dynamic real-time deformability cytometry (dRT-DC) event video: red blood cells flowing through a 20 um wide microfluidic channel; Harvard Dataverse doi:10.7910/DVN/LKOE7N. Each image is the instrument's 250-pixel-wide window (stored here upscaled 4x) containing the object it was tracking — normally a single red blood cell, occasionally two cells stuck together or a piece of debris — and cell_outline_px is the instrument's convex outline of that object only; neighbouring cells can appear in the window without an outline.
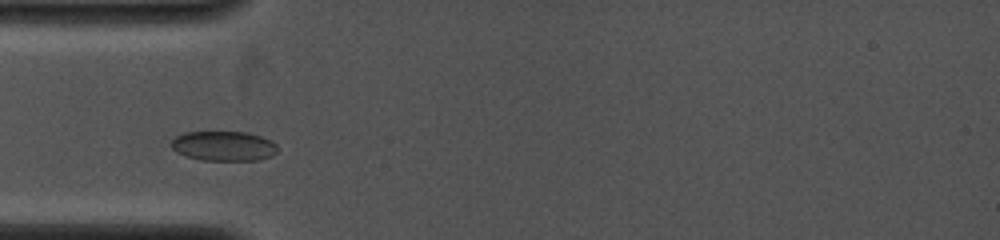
{"species": "common noctule bat (a hibernating species)", "species_latin": "Nyctalus noctula", "temperature_condition": "cold", "stored_images_in_passage": 12, "camera_frame_rate_fps": 4000, "um_per_image_px": 0.085, "animal": {"sex": "female", "body_mass_g": 19.0, "forearm_length_mm": 53.3}, "frame": {"image": 1, "passage_image": 6, "time_ms": 0.75, "image_size_px": [1000, 240], "cell_outline_px": [[276, 152], [272, 156], [260, 160], [204, 160], [184, 156], [176, 152], [168, 144], [176, 136], [184, 132], [248, 132], [272, 140], [276, 144]], "centroid_in_image_um": [18.99, 12.41], "position_along_channel_um": 66.0, "area_um2": 18.61}}
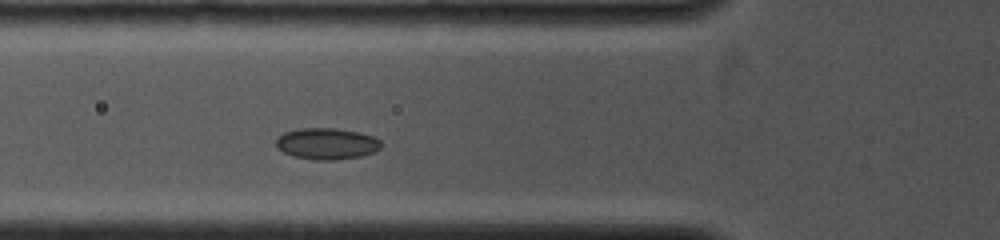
{"frame": {"image": 2, "passage_image": 10, "time_ms": 1.5, "image_size_px": [1000, 240], "cell_outline_px": [[380, 148], [372, 152], [360, 156], [336, 160], [316, 160], [292, 156], [276, 148], [276, 136], [284, 132], [300, 128], [336, 128], [360, 132], [372, 136], [380, 140]], "centroid_in_image_um": [27.72, 12.2], "position_along_channel_um": 98.1, "area_um2": 19.31}}